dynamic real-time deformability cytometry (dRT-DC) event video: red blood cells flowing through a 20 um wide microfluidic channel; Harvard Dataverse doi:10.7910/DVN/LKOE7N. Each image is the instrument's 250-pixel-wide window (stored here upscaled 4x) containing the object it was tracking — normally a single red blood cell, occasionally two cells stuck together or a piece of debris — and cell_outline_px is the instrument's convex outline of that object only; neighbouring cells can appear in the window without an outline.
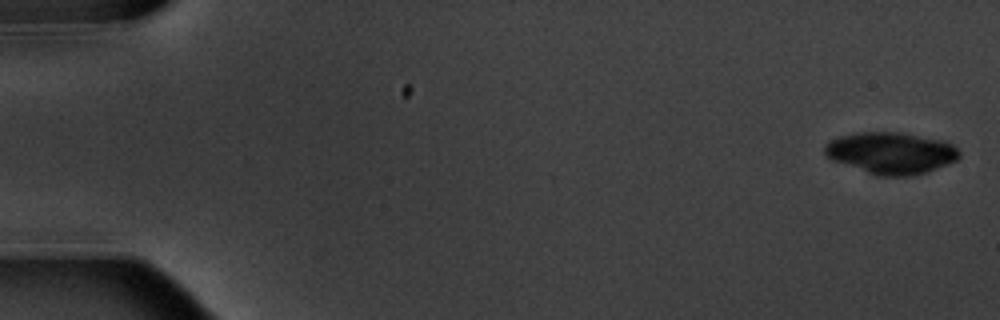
{"species": "common noctule bat (a hibernating species)", "species_latin": "Nyctalus noctula", "temperature_condition": "warm", "stored_images_in_passage": 5, "camera_frame_rate_fps": 3000, "um_per_image_px": 0.085, "animal": {"sex": "male", "body_mass_g": 20.1, "forearm_length_mm": 53.5}, "frame": {"image": 1, "passage_image": 1, "time_ms": 0.0, "image_size_px": [1000, 320], "cell_outline_px": [[960, 156], [956, 160], [948, 164], [928, 172], [908, 176], [880, 176], [832, 160], [824, 152], [824, 144], [828, 140], [840, 136], [856, 132], [900, 132], [948, 140], [960, 152]], "centroid_in_image_um": [75.76, 12.98], "position_along_channel_um": 9.2, "area_um2": 32.89}}